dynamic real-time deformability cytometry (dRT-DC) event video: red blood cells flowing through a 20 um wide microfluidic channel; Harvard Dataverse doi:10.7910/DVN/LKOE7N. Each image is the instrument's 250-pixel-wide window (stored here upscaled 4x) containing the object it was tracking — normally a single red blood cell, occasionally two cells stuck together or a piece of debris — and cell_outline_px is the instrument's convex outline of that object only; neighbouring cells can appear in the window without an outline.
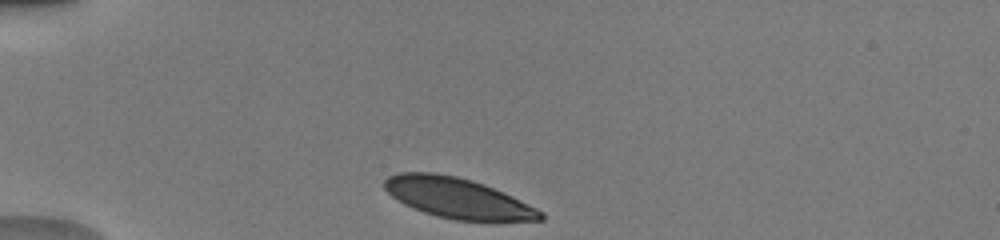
{"species": "human", "species_latin": "Homo sapiens", "temperature_condition": "warm", "stored_images_in_passage": 34, "camera_frame_rate_fps": 3000, "um_per_image_px": 0.085, "donor": {"sex": "male"}, "frame": {"image": 1, "passage_image": 1, "time_ms": 0.0, "image_size_px": [1000, 240], "cell_outline_px": [[544, 220], [456, 220], [436, 216], [424, 212], [404, 204], [392, 196], [384, 188], [384, 180], [388, 176], [396, 172], [436, 172], [456, 176], [472, 180], [484, 184], [504, 192], [544, 212]], "centroid_in_image_um": [38.87, 16.81], "position_along_channel_um": 46.1, "area_um2": 36.47}}
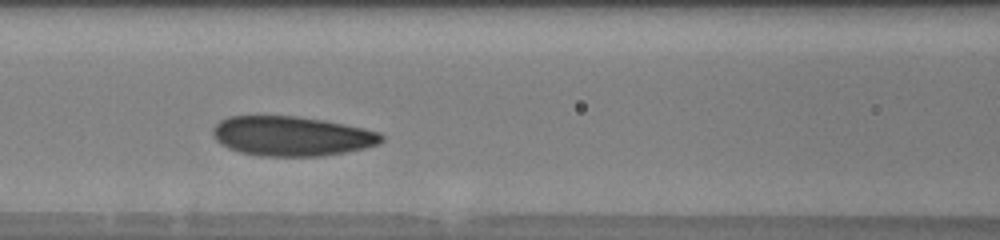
{"frame": {"image": 2, "passage_image": 11, "time_ms": 3.333, "image_size_px": [1000, 240], "cell_outline_px": [[384, 140], [380, 144], [364, 148], [344, 152], [320, 156], [260, 156], [240, 152], [228, 148], [220, 144], [216, 140], [212, 132], [212, 128], [220, 120], [228, 116], [296, 116], [324, 120], [364, 128], [380, 132], [384, 136]], "centroid_in_image_um": [24.79, 11.57], "position_along_channel_um": 141.8, "area_um2": 39.13}}
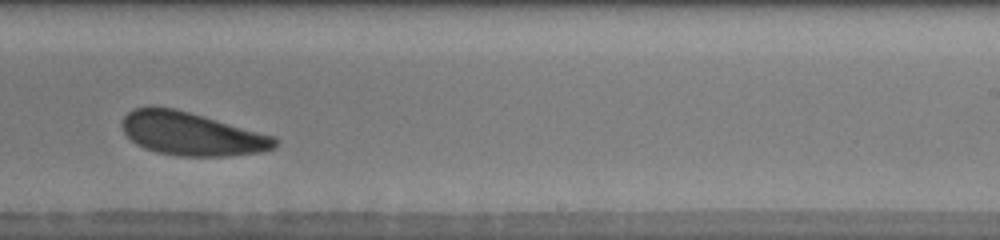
{"frame": {"image": 3, "passage_image": 21, "time_ms": 6.667, "image_size_px": [1000, 240], "cell_outline_px": [[280, 140], [276, 148], [260, 152], [232, 156], [180, 156], [156, 152], [144, 148], [136, 144], [124, 132], [120, 124], [124, 116], [132, 108], [148, 104], [152, 104], [176, 108], [276, 136]], "centroid_in_image_um": [16.27, 11.35], "position_along_channel_um": 272.7, "area_um2": 39.36}, "authors_computed_cell_mechanics": {"area_um2": 39.1306, "velocity_mm_per_s": 3.9363, "shape_relaxation_time_tau1_ms": 2.5896, "shape_relaxation_time_tau2_ms": null, "deformation_change_tau1": 0.0841, "deformation_change_tau2": null}}